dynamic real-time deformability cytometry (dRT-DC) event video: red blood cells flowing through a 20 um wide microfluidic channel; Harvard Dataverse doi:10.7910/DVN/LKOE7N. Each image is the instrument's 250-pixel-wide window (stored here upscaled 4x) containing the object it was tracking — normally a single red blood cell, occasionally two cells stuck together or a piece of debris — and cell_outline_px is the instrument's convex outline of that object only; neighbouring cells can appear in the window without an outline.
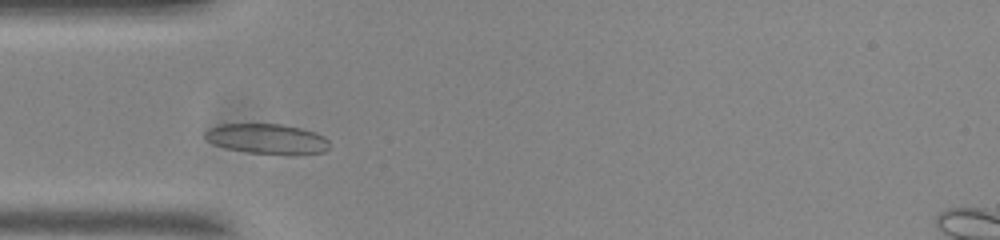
{"species": "common noctule bat (a hibernating species)", "species_latin": "Nyctalus noctula", "temperature_condition": "room temperature", "stored_images_in_passage": 47, "camera_frame_rate_fps": 3000, "um_per_image_px": 0.085, "animal": {"sex": "male", "body_mass_g": 20.0, "forearm_length_mm": 53.3}, "frame": {"image": 1, "passage_image": 8, "time_ms": 2.333, "image_size_px": [1000, 240], "cell_outline_px": [[328, 148], [324, 152], [248, 152], [228, 148], [212, 144], [204, 136], [204, 132], [208, 128], [220, 124], [284, 124], [316, 132], [324, 136], [328, 140]], "centroid_in_image_um": [22.64, 11.75], "position_along_channel_um": 62.4, "area_um2": 21.1}}
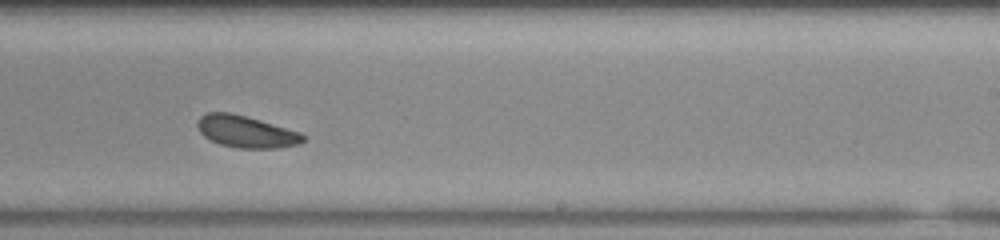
{"frame": {"image": 2, "passage_image": 25, "time_ms": 8.0, "image_size_px": [1000, 240], "cell_outline_px": [[304, 140], [296, 144], [276, 148], [240, 148], [220, 144], [204, 136], [200, 132], [196, 124], [200, 116], [208, 112], [232, 112], [300, 132], [304, 136]], "centroid_in_image_um": [20.87, 11.18], "position_along_channel_um": 268.1, "area_um2": 19.36}}
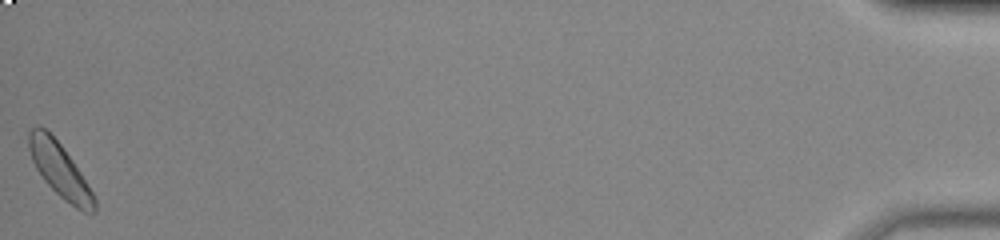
{"frame": {"image": 3, "passage_image": 47, "time_ms": 15.333, "image_size_px": [1000, 240], "cell_outline_px": [[96, 212], [84, 212], [76, 208], [64, 200], [44, 180], [36, 168], [32, 160], [28, 148], [28, 132], [36, 124], [44, 128], [60, 144], [72, 160], [80, 172], [92, 192], [96, 200]], "centroid_in_image_um": [5.07, 14.46], "position_along_channel_um": 430.1, "area_um2": 20.29}, "authors_computed_cell_mechanics": {"area_um2": 19.9988, "velocity_mm_per_s": 3.645, "shape_relaxation_time_tau1_ms": null, "shape_relaxation_time_tau2_ms": 2.8891, "deformation_change_tau1": null, "deformation_change_tau2": 0.0723}}